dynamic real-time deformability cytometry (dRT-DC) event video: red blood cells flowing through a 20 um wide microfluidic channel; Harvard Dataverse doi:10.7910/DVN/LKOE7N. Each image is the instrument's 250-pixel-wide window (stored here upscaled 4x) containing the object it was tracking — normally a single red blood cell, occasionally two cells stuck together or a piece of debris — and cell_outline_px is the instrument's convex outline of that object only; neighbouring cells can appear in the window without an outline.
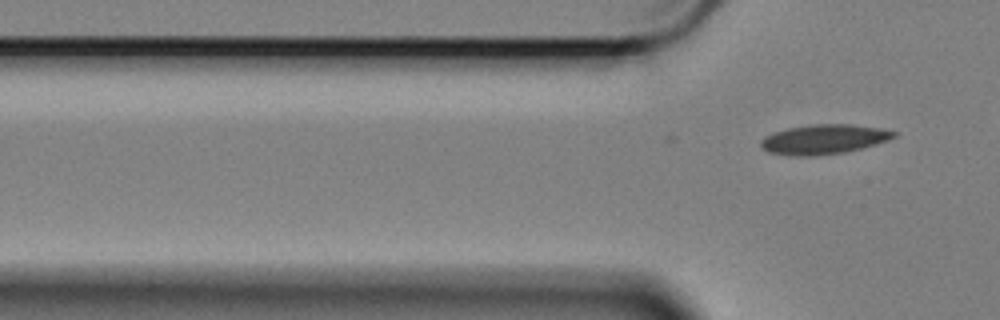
{"species": "Egyptian fruit bat (a non-hibernating species)", "species_latin": "Rousettus aegyptiacus", "temperature_condition": "cold", "stored_images_in_passage": 2, "camera_frame_rate_fps": 3000, "um_per_image_px": 0.085, "animal": {"sex": "female"}, "frame": {"image": 1, "passage_image": 2, "time_ms": 0.333, "image_size_px": [1000, 320], "cell_outline_px": [[896, 136], [888, 140], [876, 144], [844, 152], [816, 156], [796, 156], [768, 152], [760, 144], [760, 140], [764, 136], [772, 132], [788, 128], [812, 124], [852, 124], [880, 128], [896, 132]], "centroid_in_image_um": [70.0, 11.83], "position_along_channel_um": 55.8, "area_um2": 22.95}}